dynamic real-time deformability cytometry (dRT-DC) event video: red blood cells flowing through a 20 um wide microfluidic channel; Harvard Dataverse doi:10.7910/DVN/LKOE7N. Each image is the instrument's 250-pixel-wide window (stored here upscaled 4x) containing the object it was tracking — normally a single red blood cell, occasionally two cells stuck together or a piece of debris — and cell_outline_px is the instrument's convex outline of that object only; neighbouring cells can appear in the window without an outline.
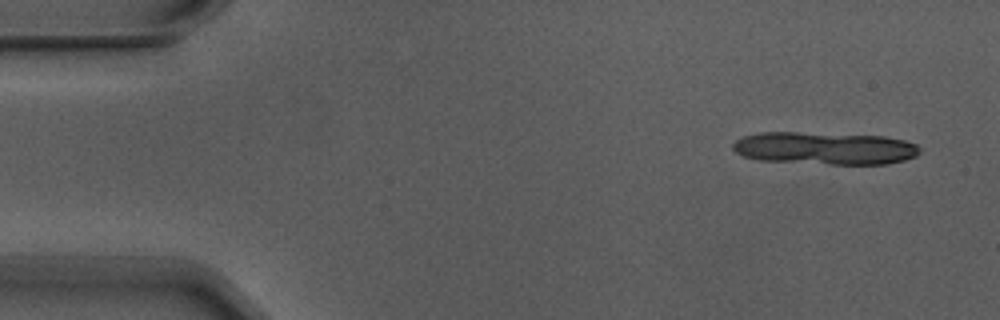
{"species": "Egyptian fruit bat (a non-hibernating species)", "species_latin": "Rousettus aegyptiacus", "temperature_condition": "warm", "stored_images_in_passage": 7, "camera_frame_rate_fps": 3000, "um_per_image_px": 0.085, "animal": {"sex": "male"}, "frame": {"image": 1, "passage_image": 1, "time_ms": 0.0, "image_size_px": [1000, 320], "cell_outline_px": [[920, 152], [916, 156], [904, 160], [888, 164], [832, 164], [760, 160], [744, 156], [736, 152], [732, 148], [732, 144], [736, 140], [744, 136], [760, 132], [796, 132], [884, 136], [904, 140], [916, 144], [920, 148]], "centroid_in_image_um": [70.12, 12.6], "position_along_channel_um": 14.9, "area_um2": 35.43}}
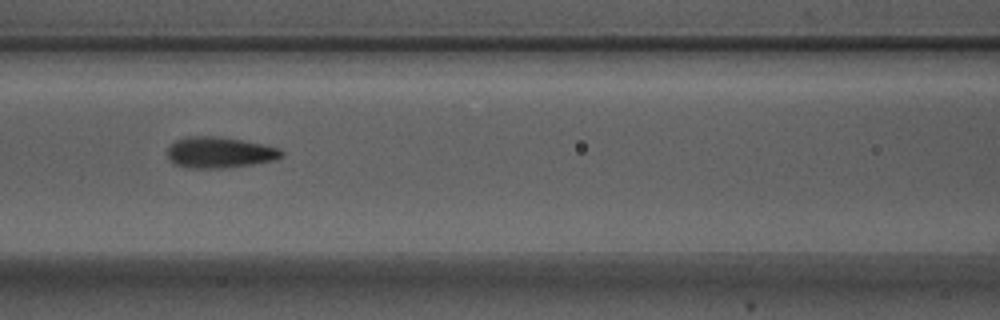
{"frame": {"image": 2, "passage_image": 6, "time_ms": 1.667, "image_size_px": [1000, 320], "cell_outline_px": [[284, 156], [276, 160], [228, 168], [188, 168], [176, 164], [168, 156], [168, 148], [176, 140], [188, 136], [216, 136], [244, 140], [280, 148], [284, 152]], "centroid_in_image_um": [18.72, 12.96], "position_along_channel_um": 147.9, "area_um2": 20.69}}
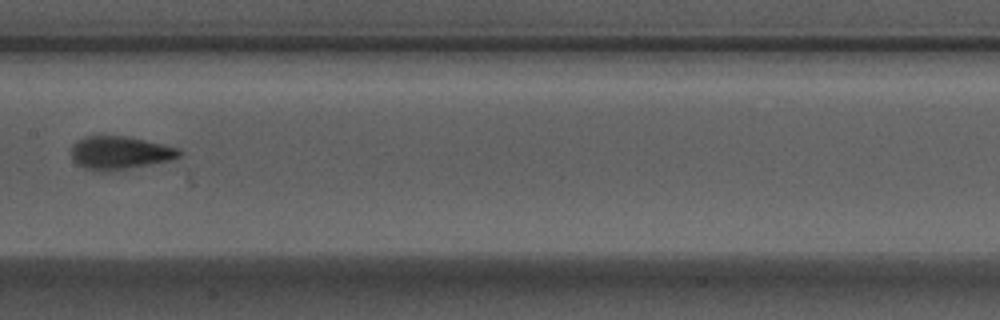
{"frame": {"image": 3, "passage_image": 7, "time_ms": 2.0, "image_size_px": [1000, 320], "cell_outline_px": [[184, 152], [180, 156], [168, 160], [112, 172], [96, 172], [84, 168], [76, 164], [72, 160], [72, 144], [84, 136], [124, 136], [144, 140], [180, 148]], "centroid_in_image_um": [10.15, 13.01], "position_along_channel_um": 197.2, "area_um2": 21.04}}